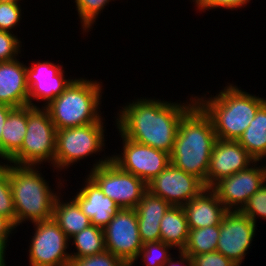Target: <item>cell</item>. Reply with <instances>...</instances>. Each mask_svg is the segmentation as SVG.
<instances>
[{"label":"cell","instance_id":"obj_26","mask_svg":"<svg viewBox=\"0 0 266 266\" xmlns=\"http://www.w3.org/2000/svg\"><path fill=\"white\" fill-rule=\"evenodd\" d=\"M219 238V225L189 229L186 246L182 250L190 257L216 251Z\"/></svg>","mask_w":266,"mask_h":266},{"label":"cell","instance_id":"obj_28","mask_svg":"<svg viewBox=\"0 0 266 266\" xmlns=\"http://www.w3.org/2000/svg\"><path fill=\"white\" fill-rule=\"evenodd\" d=\"M110 1L112 0H74L83 33L91 31L92 25Z\"/></svg>","mask_w":266,"mask_h":266},{"label":"cell","instance_id":"obj_25","mask_svg":"<svg viewBox=\"0 0 266 266\" xmlns=\"http://www.w3.org/2000/svg\"><path fill=\"white\" fill-rule=\"evenodd\" d=\"M72 244L75 245L76 253H70L71 259L82 258L103 253L105 249V239L103 228L90 225L72 236Z\"/></svg>","mask_w":266,"mask_h":266},{"label":"cell","instance_id":"obj_34","mask_svg":"<svg viewBox=\"0 0 266 266\" xmlns=\"http://www.w3.org/2000/svg\"><path fill=\"white\" fill-rule=\"evenodd\" d=\"M251 0H192L200 12H206L215 8L237 10L250 3Z\"/></svg>","mask_w":266,"mask_h":266},{"label":"cell","instance_id":"obj_1","mask_svg":"<svg viewBox=\"0 0 266 266\" xmlns=\"http://www.w3.org/2000/svg\"><path fill=\"white\" fill-rule=\"evenodd\" d=\"M189 101L171 102L154 98L132 100L121 107L116 128L126 138L171 154L182 117L196 104Z\"/></svg>","mask_w":266,"mask_h":266},{"label":"cell","instance_id":"obj_20","mask_svg":"<svg viewBox=\"0 0 266 266\" xmlns=\"http://www.w3.org/2000/svg\"><path fill=\"white\" fill-rule=\"evenodd\" d=\"M170 207L171 205L164 199L148 191L143 195L135 208L138 230L143 244L160 241V222Z\"/></svg>","mask_w":266,"mask_h":266},{"label":"cell","instance_id":"obj_6","mask_svg":"<svg viewBox=\"0 0 266 266\" xmlns=\"http://www.w3.org/2000/svg\"><path fill=\"white\" fill-rule=\"evenodd\" d=\"M56 127L44 107L27 105V130L21 148L5 163L17 166L54 167Z\"/></svg>","mask_w":266,"mask_h":266},{"label":"cell","instance_id":"obj_7","mask_svg":"<svg viewBox=\"0 0 266 266\" xmlns=\"http://www.w3.org/2000/svg\"><path fill=\"white\" fill-rule=\"evenodd\" d=\"M104 122L65 128L56 131L54 168L64 171L87 156L102 152L105 148ZM105 139V140H104Z\"/></svg>","mask_w":266,"mask_h":266},{"label":"cell","instance_id":"obj_21","mask_svg":"<svg viewBox=\"0 0 266 266\" xmlns=\"http://www.w3.org/2000/svg\"><path fill=\"white\" fill-rule=\"evenodd\" d=\"M27 130V105L13 108L5 120L1 138V159L8 161L22 146Z\"/></svg>","mask_w":266,"mask_h":266},{"label":"cell","instance_id":"obj_29","mask_svg":"<svg viewBox=\"0 0 266 266\" xmlns=\"http://www.w3.org/2000/svg\"><path fill=\"white\" fill-rule=\"evenodd\" d=\"M0 215L9 218L15 224V208L11 192L7 164L3 162L0 167Z\"/></svg>","mask_w":266,"mask_h":266},{"label":"cell","instance_id":"obj_13","mask_svg":"<svg viewBox=\"0 0 266 266\" xmlns=\"http://www.w3.org/2000/svg\"><path fill=\"white\" fill-rule=\"evenodd\" d=\"M257 225L241 211L228 210L219 225L216 251L238 266L244 263L245 255L255 237Z\"/></svg>","mask_w":266,"mask_h":266},{"label":"cell","instance_id":"obj_16","mask_svg":"<svg viewBox=\"0 0 266 266\" xmlns=\"http://www.w3.org/2000/svg\"><path fill=\"white\" fill-rule=\"evenodd\" d=\"M255 159L237 140L217 139L213 147L206 178V188H211L224 177L246 169Z\"/></svg>","mask_w":266,"mask_h":266},{"label":"cell","instance_id":"obj_31","mask_svg":"<svg viewBox=\"0 0 266 266\" xmlns=\"http://www.w3.org/2000/svg\"><path fill=\"white\" fill-rule=\"evenodd\" d=\"M20 2H0V30L12 32L22 20Z\"/></svg>","mask_w":266,"mask_h":266},{"label":"cell","instance_id":"obj_32","mask_svg":"<svg viewBox=\"0 0 266 266\" xmlns=\"http://www.w3.org/2000/svg\"><path fill=\"white\" fill-rule=\"evenodd\" d=\"M68 266H127L119 257L109 251L103 253L71 259Z\"/></svg>","mask_w":266,"mask_h":266},{"label":"cell","instance_id":"obj_39","mask_svg":"<svg viewBox=\"0 0 266 266\" xmlns=\"http://www.w3.org/2000/svg\"><path fill=\"white\" fill-rule=\"evenodd\" d=\"M7 246L5 244L0 243V266H6L7 262L5 261V253Z\"/></svg>","mask_w":266,"mask_h":266},{"label":"cell","instance_id":"obj_10","mask_svg":"<svg viewBox=\"0 0 266 266\" xmlns=\"http://www.w3.org/2000/svg\"><path fill=\"white\" fill-rule=\"evenodd\" d=\"M105 249L130 266L143 246L135 209L121 208L103 228Z\"/></svg>","mask_w":266,"mask_h":266},{"label":"cell","instance_id":"obj_36","mask_svg":"<svg viewBox=\"0 0 266 266\" xmlns=\"http://www.w3.org/2000/svg\"><path fill=\"white\" fill-rule=\"evenodd\" d=\"M14 230L16 231L15 224L6 216L0 215V243L7 246Z\"/></svg>","mask_w":266,"mask_h":266},{"label":"cell","instance_id":"obj_27","mask_svg":"<svg viewBox=\"0 0 266 266\" xmlns=\"http://www.w3.org/2000/svg\"><path fill=\"white\" fill-rule=\"evenodd\" d=\"M174 248L164 243L163 241L156 242H147L144 243L138 258L130 265L133 266L139 257L144 263V266H164V264L168 261V259L173 255L169 252V250H173Z\"/></svg>","mask_w":266,"mask_h":266},{"label":"cell","instance_id":"obj_17","mask_svg":"<svg viewBox=\"0 0 266 266\" xmlns=\"http://www.w3.org/2000/svg\"><path fill=\"white\" fill-rule=\"evenodd\" d=\"M87 177V178H86ZM84 184L73 199L94 226L104 228L120 211V207L102 192L98 185L86 175Z\"/></svg>","mask_w":266,"mask_h":266},{"label":"cell","instance_id":"obj_2","mask_svg":"<svg viewBox=\"0 0 266 266\" xmlns=\"http://www.w3.org/2000/svg\"><path fill=\"white\" fill-rule=\"evenodd\" d=\"M216 140L211 119L196 103L180 121L170 154L171 164L199 178L206 187L210 157Z\"/></svg>","mask_w":266,"mask_h":266},{"label":"cell","instance_id":"obj_37","mask_svg":"<svg viewBox=\"0 0 266 266\" xmlns=\"http://www.w3.org/2000/svg\"><path fill=\"white\" fill-rule=\"evenodd\" d=\"M178 253L179 257H177V259L179 260H176V257L171 256L164 264V266H193L191 257L188 254H186L182 250H179Z\"/></svg>","mask_w":266,"mask_h":266},{"label":"cell","instance_id":"obj_14","mask_svg":"<svg viewBox=\"0 0 266 266\" xmlns=\"http://www.w3.org/2000/svg\"><path fill=\"white\" fill-rule=\"evenodd\" d=\"M205 188L199 178L174 167L171 163L147 183L149 193L161 197L171 206H184Z\"/></svg>","mask_w":266,"mask_h":266},{"label":"cell","instance_id":"obj_9","mask_svg":"<svg viewBox=\"0 0 266 266\" xmlns=\"http://www.w3.org/2000/svg\"><path fill=\"white\" fill-rule=\"evenodd\" d=\"M29 246L30 266H68L70 240L53 218L34 223Z\"/></svg>","mask_w":266,"mask_h":266},{"label":"cell","instance_id":"obj_35","mask_svg":"<svg viewBox=\"0 0 266 266\" xmlns=\"http://www.w3.org/2000/svg\"><path fill=\"white\" fill-rule=\"evenodd\" d=\"M193 266H238L218 251L191 256Z\"/></svg>","mask_w":266,"mask_h":266},{"label":"cell","instance_id":"obj_3","mask_svg":"<svg viewBox=\"0 0 266 266\" xmlns=\"http://www.w3.org/2000/svg\"><path fill=\"white\" fill-rule=\"evenodd\" d=\"M196 103L209 116L217 139L238 140L266 98L250 94L233 83L215 96H195Z\"/></svg>","mask_w":266,"mask_h":266},{"label":"cell","instance_id":"obj_12","mask_svg":"<svg viewBox=\"0 0 266 266\" xmlns=\"http://www.w3.org/2000/svg\"><path fill=\"white\" fill-rule=\"evenodd\" d=\"M259 162L262 161H255L246 169L222 178L211 187L227 210L240 211L266 182V162L258 165Z\"/></svg>","mask_w":266,"mask_h":266},{"label":"cell","instance_id":"obj_4","mask_svg":"<svg viewBox=\"0 0 266 266\" xmlns=\"http://www.w3.org/2000/svg\"><path fill=\"white\" fill-rule=\"evenodd\" d=\"M39 169L40 166L36 168L7 163L16 228L26 221L34 224L53 217L54 202L60 193L49 187L48 181Z\"/></svg>","mask_w":266,"mask_h":266},{"label":"cell","instance_id":"obj_15","mask_svg":"<svg viewBox=\"0 0 266 266\" xmlns=\"http://www.w3.org/2000/svg\"><path fill=\"white\" fill-rule=\"evenodd\" d=\"M63 66L48 60L32 62L31 66H27L28 105L40 107L33 103L35 99L45 102L41 107H46L69 86L74 79H66Z\"/></svg>","mask_w":266,"mask_h":266},{"label":"cell","instance_id":"obj_11","mask_svg":"<svg viewBox=\"0 0 266 266\" xmlns=\"http://www.w3.org/2000/svg\"><path fill=\"white\" fill-rule=\"evenodd\" d=\"M118 133L123 141V152L111 155V160L122 170L139 177L146 184L171 163L170 154L132 141Z\"/></svg>","mask_w":266,"mask_h":266},{"label":"cell","instance_id":"obj_38","mask_svg":"<svg viewBox=\"0 0 266 266\" xmlns=\"http://www.w3.org/2000/svg\"><path fill=\"white\" fill-rule=\"evenodd\" d=\"M13 109V107L8 106L6 104L0 103V158H1V138H2V130L7 119L9 112ZM2 161V160H0Z\"/></svg>","mask_w":266,"mask_h":266},{"label":"cell","instance_id":"obj_19","mask_svg":"<svg viewBox=\"0 0 266 266\" xmlns=\"http://www.w3.org/2000/svg\"><path fill=\"white\" fill-rule=\"evenodd\" d=\"M182 207L189 229L220 225L228 211L211 188H205Z\"/></svg>","mask_w":266,"mask_h":266},{"label":"cell","instance_id":"obj_33","mask_svg":"<svg viewBox=\"0 0 266 266\" xmlns=\"http://www.w3.org/2000/svg\"><path fill=\"white\" fill-rule=\"evenodd\" d=\"M21 43L13 32L0 30V62L18 58L21 54Z\"/></svg>","mask_w":266,"mask_h":266},{"label":"cell","instance_id":"obj_30","mask_svg":"<svg viewBox=\"0 0 266 266\" xmlns=\"http://www.w3.org/2000/svg\"><path fill=\"white\" fill-rule=\"evenodd\" d=\"M240 211L255 224L259 217L266 220V182L248 199Z\"/></svg>","mask_w":266,"mask_h":266},{"label":"cell","instance_id":"obj_18","mask_svg":"<svg viewBox=\"0 0 266 266\" xmlns=\"http://www.w3.org/2000/svg\"><path fill=\"white\" fill-rule=\"evenodd\" d=\"M26 69L19 58L0 62V103L13 108L28 105Z\"/></svg>","mask_w":266,"mask_h":266},{"label":"cell","instance_id":"obj_22","mask_svg":"<svg viewBox=\"0 0 266 266\" xmlns=\"http://www.w3.org/2000/svg\"><path fill=\"white\" fill-rule=\"evenodd\" d=\"M61 197L60 194L56 197L52 218L70 240L72 236L90 226L91 222L73 198L64 202Z\"/></svg>","mask_w":266,"mask_h":266},{"label":"cell","instance_id":"obj_8","mask_svg":"<svg viewBox=\"0 0 266 266\" xmlns=\"http://www.w3.org/2000/svg\"><path fill=\"white\" fill-rule=\"evenodd\" d=\"M102 158L95 161L88 176L120 208L135 209L147 192V184L139 177L122 170L111 160L110 155Z\"/></svg>","mask_w":266,"mask_h":266},{"label":"cell","instance_id":"obj_40","mask_svg":"<svg viewBox=\"0 0 266 266\" xmlns=\"http://www.w3.org/2000/svg\"><path fill=\"white\" fill-rule=\"evenodd\" d=\"M22 0H0V2H20Z\"/></svg>","mask_w":266,"mask_h":266},{"label":"cell","instance_id":"obj_5","mask_svg":"<svg viewBox=\"0 0 266 266\" xmlns=\"http://www.w3.org/2000/svg\"><path fill=\"white\" fill-rule=\"evenodd\" d=\"M102 82L75 78L69 86L46 107L56 130L103 122ZM99 109V110H98Z\"/></svg>","mask_w":266,"mask_h":266},{"label":"cell","instance_id":"obj_24","mask_svg":"<svg viewBox=\"0 0 266 266\" xmlns=\"http://www.w3.org/2000/svg\"><path fill=\"white\" fill-rule=\"evenodd\" d=\"M237 141L255 161L266 159V102Z\"/></svg>","mask_w":266,"mask_h":266},{"label":"cell","instance_id":"obj_23","mask_svg":"<svg viewBox=\"0 0 266 266\" xmlns=\"http://www.w3.org/2000/svg\"><path fill=\"white\" fill-rule=\"evenodd\" d=\"M189 227L182 206H171L160 222V240L171 245L175 250L186 246Z\"/></svg>","mask_w":266,"mask_h":266}]
</instances>
